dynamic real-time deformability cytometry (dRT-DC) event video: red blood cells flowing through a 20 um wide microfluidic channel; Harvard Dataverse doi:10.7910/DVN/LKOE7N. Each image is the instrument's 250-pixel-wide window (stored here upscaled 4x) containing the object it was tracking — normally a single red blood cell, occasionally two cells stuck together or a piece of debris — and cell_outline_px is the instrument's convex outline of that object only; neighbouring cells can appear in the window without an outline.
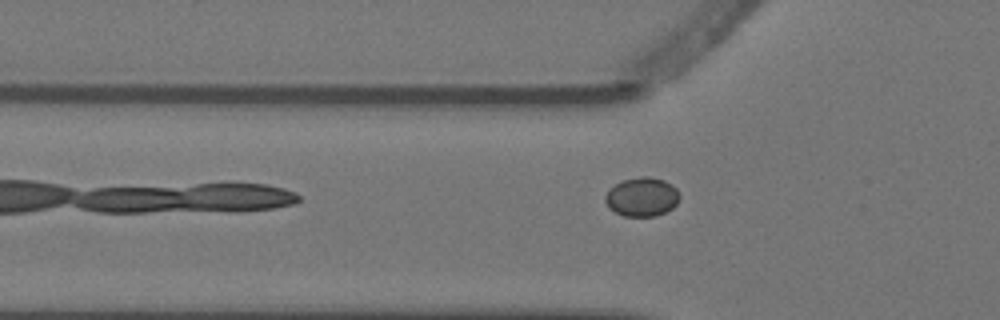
{"species": "Egyptian fruit bat (a non-hibernating species)", "species_latin": "Rousettus aegyptiacus", "temperature_condition": "warm", "stored_images_in_passage": 5, "camera_frame_rate_fps": 3000, "um_per_image_px": 0.085, "animal": {"sex": "female"}, "frame": {"image": 1, "passage_image": 3, "time_ms": 0.667, "image_size_px": [1000, 320], "cell_outline_px": [[680, 196], [676, 204], [672, 208], [656, 216], [624, 216], [608, 208], [604, 200], [604, 196], [616, 184], [624, 180], [640, 176], [648, 176], [664, 180], [672, 184], [676, 188]], "centroid_in_image_um": [54.57, 16.73], "position_along_channel_um": 71.2, "area_um2": 16.82}}
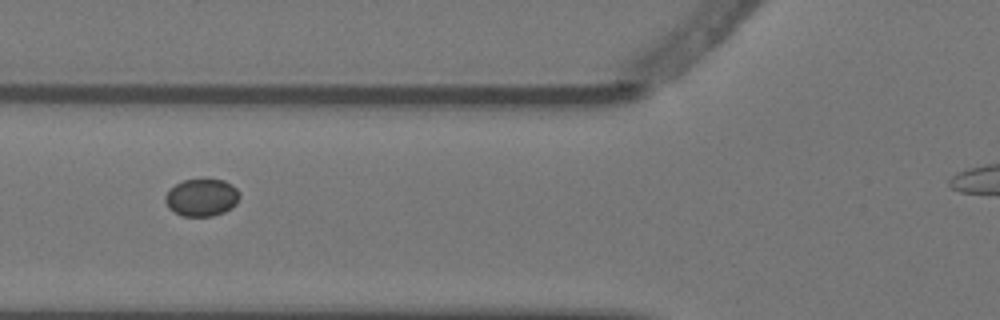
{"frame": {"image": 2, "passage_image": 4, "time_ms": 1.0, "image_size_px": [1000, 320], "cell_outline_px": [[240, 196], [236, 204], [224, 212], [212, 216], [184, 216], [168, 208], [164, 200], [164, 196], [168, 188], [184, 180], [224, 180], [232, 184], [240, 192]], "centroid_in_image_um": [17.13, 16.78], "position_along_channel_um": 108.7, "area_um2": 16.24}}
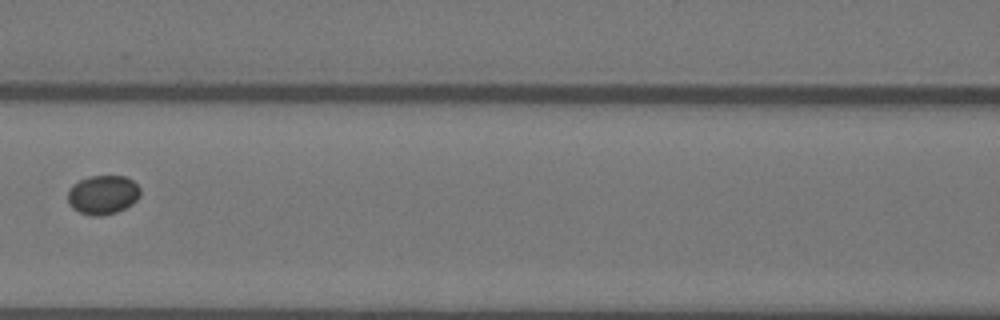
{"frame": {"image": 3, "passage_image": 5, "time_ms": 1.333, "image_size_px": [1000, 320], "cell_outline_px": [[140, 196], [132, 204], [116, 212], [100, 216], [92, 216], [80, 212], [72, 208], [68, 200], [68, 192], [72, 184], [88, 176], [124, 176], [132, 180], [140, 188]], "centroid_in_image_um": [8.74, 16.55], "position_along_channel_um": 157.9, "area_um2": 16.47}}